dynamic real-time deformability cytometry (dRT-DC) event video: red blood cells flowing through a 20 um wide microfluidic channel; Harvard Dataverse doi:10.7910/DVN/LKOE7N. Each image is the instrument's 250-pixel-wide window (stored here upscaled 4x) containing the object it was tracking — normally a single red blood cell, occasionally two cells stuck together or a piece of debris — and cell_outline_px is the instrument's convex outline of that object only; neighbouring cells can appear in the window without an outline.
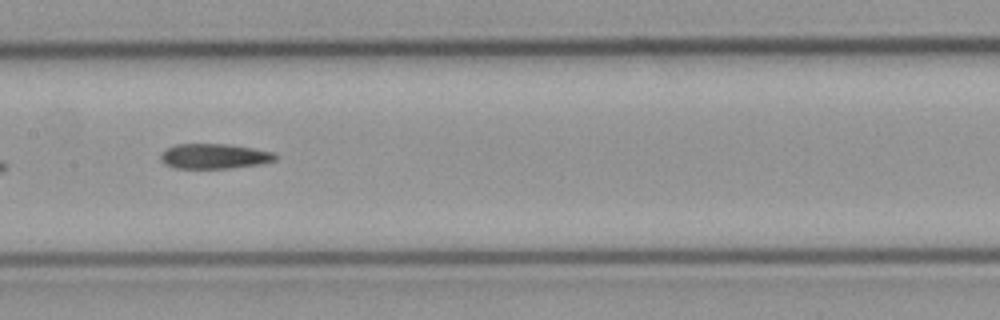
{"species": "common noctule bat (a hibernating species)", "species_latin": "Nyctalus noctula", "temperature_condition": "cold", "stored_images_in_passage": 9, "camera_frame_rate_fps": 3000, "um_per_image_px": 0.085, "animal": {"sex": "male", "body_mass_g": 23.1, "forearm_length_mm": 52.7}, "frame": {"image": 1, "passage_image": 7, "time_ms": 2.0, "image_size_px": [1000, 320], "cell_outline_px": [[276, 160], [260, 164], [228, 168], [176, 168], [164, 164], [160, 160], [160, 152], [176, 144], [228, 144], [252, 148], [272, 152], [276, 156]], "centroid_in_image_um": [18.17, 13.28], "position_along_channel_um": 189.2, "area_um2": 16.65}}
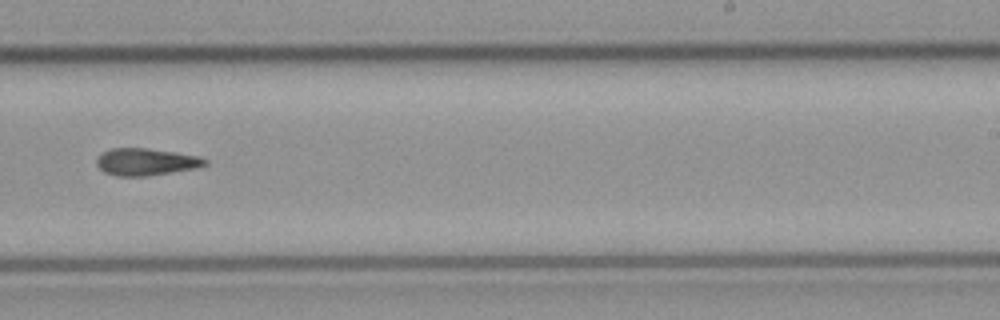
{"frame": {"image": 2, "passage_image": 9, "time_ms": 2.667, "image_size_px": [1000, 320], "cell_outline_px": [[208, 164], [196, 168], [148, 176], [116, 176], [104, 172], [96, 164], [96, 160], [104, 152], [112, 148], [148, 148], [200, 156], [208, 160]], "centroid_in_image_um": [12.44, 13.76], "position_along_channel_um": 276.6, "area_um2": 17.11}}